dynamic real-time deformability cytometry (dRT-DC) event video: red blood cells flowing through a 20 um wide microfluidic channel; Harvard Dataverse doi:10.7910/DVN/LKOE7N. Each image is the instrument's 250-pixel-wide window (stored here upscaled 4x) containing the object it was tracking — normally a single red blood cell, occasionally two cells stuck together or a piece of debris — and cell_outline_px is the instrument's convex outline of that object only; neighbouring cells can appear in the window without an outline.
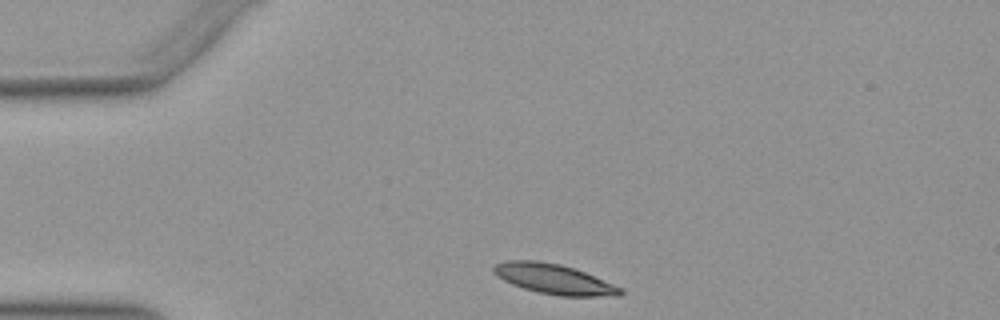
{"species": "Egyptian fruit bat (a non-hibernating species)", "species_latin": "Rousettus aegyptiacus", "temperature_condition": "warm", "stored_images_in_passage": 32, "camera_frame_rate_fps": 3000, "um_per_image_px": 0.085, "animal": {"sex": "female"}, "frame": {"image": 1, "passage_image": 1, "time_ms": 0.0, "image_size_px": [1000, 320], "cell_outline_px": [[624, 292], [620, 296], [560, 296], [540, 292], [524, 288], [512, 284], [504, 280], [492, 268], [496, 264], [508, 260], [536, 260], [560, 264], [576, 268], [624, 288]], "centroid_in_image_um": [47.18, 23.72], "position_along_channel_um": 37.8, "area_um2": 22.08}}
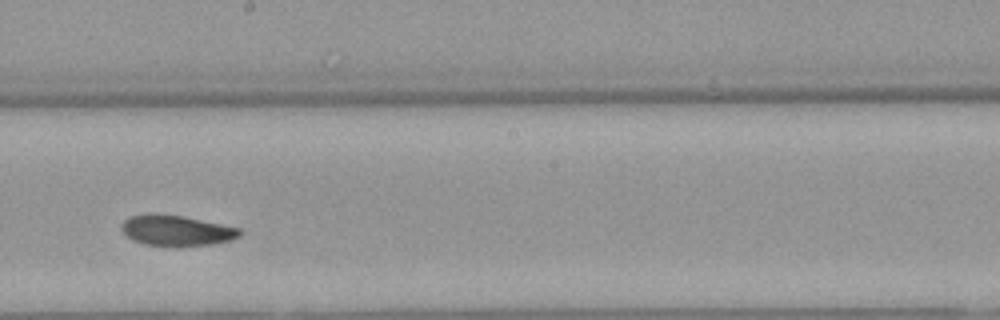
{"frame": {"image": 2, "passage_image": 19, "time_ms": 6.0, "image_size_px": [1000, 320], "cell_outline_px": [[244, 232], [240, 236], [232, 240], [216, 244], [176, 248], [144, 244], [132, 240], [120, 228], [120, 224], [128, 216], [152, 212], [156, 212], [180, 216], [240, 228]], "centroid_in_image_um": [14.98, 19.61], "position_along_channel_um": 233.2, "area_um2": 21.79}}
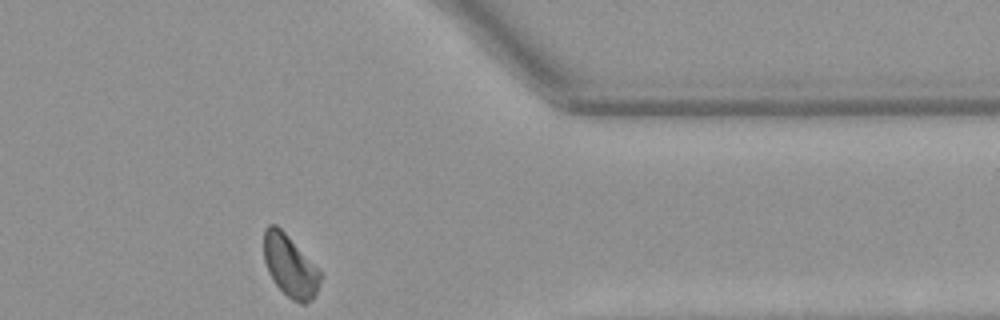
{"frame": {"image": 3, "passage_image": 32, "time_ms": 10.333, "image_size_px": [1000, 320], "cell_outline_px": [[324, 276], [316, 296], [312, 300], [304, 304], [300, 304], [292, 300], [276, 284], [268, 272], [264, 260], [264, 228], [268, 224], [276, 224], [284, 232]], "centroid_in_image_um": [24.67, 22.64], "position_along_channel_um": 386.7, "area_um2": 20.29}, "authors_computed_cell_mechanics": {"area_um2": 21.5883, "velocity_mm_per_s": 3.8996, "shape_relaxation_time_tau1_ms": 7.9191, "shape_relaxation_time_tau2_ms": 3.2864, "deformation_change_tau1": 0.1818, "deformation_change_tau2": 0.0806}}